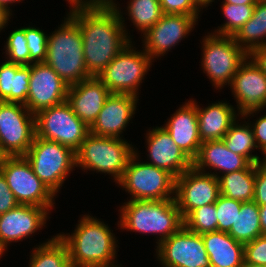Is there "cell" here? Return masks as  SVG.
<instances>
[{
  "instance_id": "obj_1",
  "label": "cell",
  "mask_w": 266,
  "mask_h": 267,
  "mask_svg": "<svg viewBox=\"0 0 266 267\" xmlns=\"http://www.w3.org/2000/svg\"><path fill=\"white\" fill-rule=\"evenodd\" d=\"M117 6L116 2L113 7L89 4L69 6V15L77 22L82 34L84 60L91 76L98 77L131 42L121 9Z\"/></svg>"
},
{
  "instance_id": "obj_2",
  "label": "cell",
  "mask_w": 266,
  "mask_h": 267,
  "mask_svg": "<svg viewBox=\"0 0 266 267\" xmlns=\"http://www.w3.org/2000/svg\"><path fill=\"white\" fill-rule=\"evenodd\" d=\"M83 216L71 235L57 234L68 249L71 267H120L114 264L118 245L108 224Z\"/></svg>"
},
{
  "instance_id": "obj_3",
  "label": "cell",
  "mask_w": 266,
  "mask_h": 267,
  "mask_svg": "<svg viewBox=\"0 0 266 267\" xmlns=\"http://www.w3.org/2000/svg\"><path fill=\"white\" fill-rule=\"evenodd\" d=\"M118 226L128 231L159 235L157 244L169 238L184 225L175 199L128 200L120 207Z\"/></svg>"
},
{
  "instance_id": "obj_4",
  "label": "cell",
  "mask_w": 266,
  "mask_h": 267,
  "mask_svg": "<svg viewBox=\"0 0 266 267\" xmlns=\"http://www.w3.org/2000/svg\"><path fill=\"white\" fill-rule=\"evenodd\" d=\"M44 62L68 87L92 77L86 69L79 25L69 14L60 27L48 36Z\"/></svg>"
},
{
  "instance_id": "obj_5",
  "label": "cell",
  "mask_w": 266,
  "mask_h": 267,
  "mask_svg": "<svg viewBox=\"0 0 266 267\" xmlns=\"http://www.w3.org/2000/svg\"><path fill=\"white\" fill-rule=\"evenodd\" d=\"M135 148L127 140L89 133L76 151V167L107 173L116 183L122 178Z\"/></svg>"
},
{
  "instance_id": "obj_6",
  "label": "cell",
  "mask_w": 266,
  "mask_h": 267,
  "mask_svg": "<svg viewBox=\"0 0 266 267\" xmlns=\"http://www.w3.org/2000/svg\"><path fill=\"white\" fill-rule=\"evenodd\" d=\"M24 157L33 172L55 195L76 166V152L73 149L37 136Z\"/></svg>"
},
{
  "instance_id": "obj_7",
  "label": "cell",
  "mask_w": 266,
  "mask_h": 267,
  "mask_svg": "<svg viewBox=\"0 0 266 267\" xmlns=\"http://www.w3.org/2000/svg\"><path fill=\"white\" fill-rule=\"evenodd\" d=\"M138 157L136 151L117 183L132 196L130 200L174 199L176 178L164 169L141 162Z\"/></svg>"
},
{
  "instance_id": "obj_8",
  "label": "cell",
  "mask_w": 266,
  "mask_h": 267,
  "mask_svg": "<svg viewBox=\"0 0 266 267\" xmlns=\"http://www.w3.org/2000/svg\"><path fill=\"white\" fill-rule=\"evenodd\" d=\"M203 72L218 90L231 84L233 76L249 54L234 40L233 36L210 33L203 38Z\"/></svg>"
},
{
  "instance_id": "obj_9",
  "label": "cell",
  "mask_w": 266,
  "mask_h": 267,
  "mask_svg": "<svg viewBox=\"0 0 266 267\" xmlns=\"http://www.w3.org/2000/svg\"><path fill=\"white\" fill-rule=\"evenodd\" d=\"M0 172L18 204L40 206L49 211L54 207L57 195L33 172L24 156L0 157Z\"/></svg>"
},
{
  "instance_id": "obj_10",
  "label": "cell",
  "mask_w": 266,
  "mask_h": 267,
  "mask_svg": "<svg viewBox=\"0 0 266 267\" xmlns=\"http://www.w3.org/2000/svg\"><path fill=\"white\" fill-rule=\"evenodd\" d=\"M36 136L68 146L75 152L90 133L65 101L35 114Z\"/></svg>"
},
{
  "instance_id": "obj_11",
  "label": "cell",
  "mask_w": 266,
  "mask_h": 267,
  "mask_svg": "<svg viewBox=\"0 0 266 267\" xmlns=\"http://www.w3.org/2000/svg\"><path fill=\"white\" fill-rule=\"evenodd\" d=\"M152 59L143 50L136 51L132 41L106 66L98 78L110 93L137 96L139 86L151 68Z\"/></svg>"
},
{
  "instance_id": "obj_12",
  "label": "cell",
  "mask_w": 266,
  "mask_h": 267,
  "mask_svg": "<svg viewBox=\"0 0 266 267\" xmlns=\"http://www.w3.org/2000/svg\"><path fill=\"white\" fill-rule=\"evenodd\" d=\"M35 136V115L24 104L0 101V157L24 156Z\"/></svg>"
},
{
  "instance_id": "obj_13",
  "label": "cell",
  "mask_w": 266,
  "mask_h": 267,
  "mask_svg": "<svg viewBox=\"0 0 266 267\" xmlns=\"http://www.w3.org/2000/svg\"><path fill=\"white\" fill-rule=\"evenodd\" d=\"M156 247L163 267H211L202 236L184 225Z\"/></svg>"
},
{
  "instance_id": "obj_14",
  "label": "cell",
  "mask_w": 266,
  "mask_h": 267,
  "mask_svg": "<svg viewBox=\"0 0 266 267\" xmlns=\"http://www.w3.org/2000/svg\"><path fill=\"white\" fill-rule=\"evenodd\" d=\"M220 195L219 180L191 167L175 179V202L183 219L194 209L215 203Z\"/></svg>"
},
{
  "instance_id": "obj_15",
  "label": "cell",
  "mask_w": 266,
  "mask_h": 267,
  "mask_svg": "<svg viewBox=\"0 0 266 267\" xmlns=\"http://www.w3.org/2000/svg\"><path fill=\"white\" fill-rule=\"evenodd\" d=\"M229 86L242 119L259 113L266 107V75L249 56L241 64Z\"/></svg>"
},
{
  "instance_id": "obj_16",
  "label": "cell",
  "mask_w": 266,
  "mask_h": 267,
  "mask_svg": "<svg viewBox=\"0 0 266 267\" xmlns=\"http://www.w3.org/2000/svg\"><path fill=\"white\" fill-rule=\"evenodd\" d=\"M67 84L45 62L30 65L25 107L33 114L67 101Z\"/></svg>"
},
{
  "instance_id": "obj_17",
  "label": "cell",
  "mask_w": 266,
  "mask_h": 267,
  "mask_svg": "<svg viewBox=\"0 0 266 267\" xmlns=\"http://www.w3.org/2000/svg\"><path fill=\"white\" fill-rule=\"evenodd\" d=\"M197 21L193 16L184 14H163L161 19L143 34V50L152 60L164 56L195 28Z\"/></svg>"
},
{
  "instance_id": "obj_18",
  "label": "cell",
  "mask_w": 266,
  "mask_h": 267,
  "mask_svg": "<svg viewBox=\"0 0 266 267\" xmlns=\"http://www.w3.org/2000/svg\"><path fill=\"white\" fill-rule=\"evenodd\" d=\"M49 210L40 206L18 204L0 215V247L19 242L45 227Z\"/></svg>"
},
{
  "instance_id": "obj_19",
  "label": "cell",
  "mask_w": 266,
  "mask_h": 267,
  "mask_svg": "<svg viewBox=\"0 0 266 267\" xmlns=\"http://www.w3.org/2000/svg\"><path fill=\"white\" fill-rule=\"evenodd\" d=\"M138 97L131 94L111 93L90 127V133L122 139L124 129L135 114Z\"/></svg>"
},
{
  "instance_id": "obj_20",
  "label": "cell",
  "mask_w": 266,
  "mask_h": 267,
  "mask_svg": "<svg viewBox=\"0 0 266 267\" xmlns=\"http://www.w3.org/2000/svg\"><path fill=\"white\" fill-rule=\"evenodd\" d=\"M148 164L164 169L175 178L193 167V161L175 144L163 127L149 129L146 133Z\"/></svg>"
},
{
  "instance_id": "obj_21",
  "label": "cell",
  "mask_w": 266,
  "mask_h": 267,
  "mask_svg": "<svg viewBox=\"0 0 266 267\" xmlns=\"http://www.w3.org/2000/svg\"><path fill=\"white\" fill-rule=\"evenodd\" d=\"M110 94L103 82L92 76L68 87L67 102L74 114L90 128Z\"/></svg>"
},
{
  "instance_id": "obj_22",
  "label": "cell",
  "mask_w": 266,
  "mask_h": 267,
  "mask_svg": "<svg viewBox=\"0 0 266 267\" xmlns=\"http://www.w3.org/2000/svg\"><path fill=\"white\" fill-rule=\"evenodd\" d=\"M170 117L162 127L175 144L193 161L202 144L198 129L196 101L185 102Z\"/></svg>"
},
{
  "instance_id": "obj_23",
  "label": "cell",
  "mask_w": 266,
  "mask_h": 267,
  "mask_svg": "<svg viewBox=\"0 0 266 267\" xmlns=\"http://www.w3.org/2000/svg\"><path fill=\"white\" fill-rule=\"evenodd\" d=\"M251 164L246 157L230 151L222 139L202 142L198 155L193 160V167L204 173L205 167L227 174L247 169Z\"/></svg>"
},
{
  "instance_id": "obj_24",
  "label": "cell",
  "mask_w": 266,
  "mask_h": 267,
  "mask_svg": "<svg viewBox=\"0 0 266 267\" xmlns=\"http://www.w3.org/2000/svg\"><path fill=\"white\" fill-rule=\"evenodd\" d=\"M197 104L198 129L202 142L223 139L231 124L239 116L236 108L223 101L212 103L204 108H200Z\"/></svg>"
},
{
  "instance_id": "obj_25",
  "label": "cell",
  "mask_w": 266,
  "mask_h": 267,
  "mask_svg": "<svg viewBox=\"0 0 266 267\" xmlns=\"http://www.w3.org/2000/svg\"><path fill=\"white\" fill-rule=\"evenodd\" d=\"M211 267H243L244 244L227 232L201 234Z\"/></svg>"
},
{
  "instance_id": "obj_26",
  "label": "cell",
  "mask_w": 266,
  "mask_h": 267,
  "mask_svg": "<svg viewBox=\"0 0 266 267\" xmlns=\"http://www.w3.org/2000/svg\"><path fill=\"white\" fill-rule=\"evenodd\" d=\"M30 65L0 64V101L26 104Z\"/></svg>"
},
{
  "instance_id": "obj_27",
  "label": "cell",
  "mask_w": 266,
  "mask_h": 267,
  "mask_svg": "<svg viewBox=\"0 0 266 267\" xmlns=\"http://www.w3.org/2000/svg\"><path fill=\"white\" fill-rule=\"evenodd\" d=\"M209 174L215 175L219 180L220 194L242 202L253 201L256 177V164H251L247 169L233 171L219 175L215 171Z\"/></svg>"
},
{
  "instance_id": "obj_28",
  "label": "cell",
  "mask_w": 266,
  "mask_h": 267,
  "mask_svg": "<svg viewBox=\"0 0 266 267\" xmlns=\"http://www.w3.org/2000/svg\"><path fill=\"white\" fill-rule=\"evenodd\" d=\"M233 38L248 54L255 48L266 46V3L257 1L252 17Z\"/></svg>"
},
{
  "instance_id": "obj_29",
  "label": "cell",
  "mask_w": 266,
  "mask_h": 267,
  "mask_svg": "<svg viewBox=\"0 0 266 267\" xmlns=\"http://www.w3.org/2000/svg\"><path fill=\"white\" fill-rule=\"evenodd\" d=\"M236 241L246 244L262 235L259 205L254 201L242 202L235 222L228 232Z\"/></svg>"
},
{
  "instance_id": "obj_30",
  "label": "cell",
  "mask_w": 266,
  "mask_h": 267,
  "mask_svg": "<svg viewBox=\"0 0 266 267\" xmlns=\"http://www.w3.org/2000/svg\"><path fill=\"white\" fill-rule=\"evenodd\" d=\"M29 261V267H71L68 249L58 235L34 248Z\"/></svg>"
},
{
  "instance_id": "obj_31",
  "label": "cell",
  "mask_w": 266,
  "mask_h": 267,
  "mask_svg": "<svg viewBox=\"0 0 266 267\" xmlns=\"http://www.w3.org/2000/svg\"><path fill=\"white\" fill-rule=\"evenodd\" d=\"M222 140L233 153L246 157L252 164H259L261 158L252 154L257 147L249 122L240 125L236 119Z\"/></svg>"
},
{
  "instance_id": "obj_32",
  "label": "cell",
  "mask_w": 266,
  "mask_h": 267,
  "mask_svg": "<svg viewBox=\"0 0 266 267\" xmlns=\"http://www.w3.org/2000/svg\"><path fill=\"white\" fill-rule=\"evenodd\" d=\"M127 10L133 25L143 34L163 15L159 0H130Z\"/></svg>"
},
{
  "instance_id": "obj_33",
  "label": "cell",
  "mask_w": 266,
  "mask_h": 267,
  "mask_svg": "<svg viewBox=\"0 0 266 267\" xmlns=\"http://www.w3.org/2000/svg\"><path fill=\"white\" fill-rule=\"evenodd\" d=\"M255 4L222 3V12L226 22L218 26L213 33L223 36H234L238 30L252 17Z\"/></svg>"
},
{
  "instance_id": "obj_34",
  "label": "cell",
  "mask_w": 266,
  "mask_h": 267,
  "mask_svg": "<svg viewBox=\"0 0 266 267\" xmlns=\"http://www.w3.org/2000/svg\"><path fill=\"white\" fill-rule=\"evenodd\" d=\"M217 223L215 203L198 207L184 218V226L200 235L217 231Z\"/></svg>"
},
{
  "instance_id": "obj_35",
  "label": "cell",
  "mask_w": 266,
  "mask_h": 267,
  "mask_svg": "<svg viewBox=\"0 0 266 267\" xmlns=\"http://www.w3.org/2000/svg\"><path fill=\"white\" fill-rule=\"evenodd\" d=\"M4 47L8 55L6 61L18 65H30V51L27 47L25 27L12 31Z\"/></svg>"
},
{
  "instance_id": "obj_36",
  "label": "cell",
  "mask_w": 266,
  "mask_h": 267,
  "mask_svg": "<svg viewBox=\"0 0 266 267\" xmlns=\"http://www.w3.org/2000/svg\"><path fill=\"white\" fill-rule=\"evenodd\" d=\"M242 201L231 199L223 195H219L215 202L217 212V231L229 232L235 218L237 211H240Z\"/></svg>"
},
{
  "instance_id": "obj_37",
  "label": "cell",
  "mask_w": 266,
  "mask_h": 267,
  "mask_svg": "<svg viewBox=\"0 0 266 267\" xmlns=\"http://www.w3.org/2000/svg\"><path fill=\"white\" fill-rule=\"evenodd\" d=\"M27 47L30 51V65L44 62L47 52L48 35L39 28L25 27Z\"/></svg>"
},
{
  "instance_id": "obj_38",
  "label": "cell",
  "mask_w": 266,
  "mask_h": 267,
  "mask_svg": "<svg viewBox=\"0 0 266 267\" xmlns=\"http://www.w3.org/2000/svg\"><path fill=\"white\" fill-rule=\"evenodd\" d=\"M163 14H184L199 18L200 7L194 0H159Z\"/></svg>"
},
{
  "instance_id": "obj_39",
  "label": "cell",
  "mask_w": 266,
  "mask_h": 267,
  "mask_svg": "<svg viewBox=\"0 0 266 267\" xmlns=\"http://www.w3.org/2000/svg\"><path fill=\"white\" fill-rule=\"evenodd\" d=\"M244 263L266 265V235L244 244Z\"/></svg>"
},
{
  "instance_id": "obj_40",
  "label": "cell",
  "mask_w": 266,
  "mask_h": 267,
  "mask_svg": "<svg viewBox=\"0 0 266 267\" xmlns=\"http://www.w3.org/2000/svg\"><path fill=\"white\" fill-rule=\"evenodd\" d=\"M254 202L259 206L266 204V168L256 164Z\"/></svg>"
},
{
  "instance_id": "obj_41",
  "label": "cell",
  "mask_w": 266,
  "mask_h": 267,
  "mask_svg": "<svg viewBox=\"0 0 266 267\" xmlns=\"http://www.w3.org/2000/svg\"><path fill=\"white\" fill-rule=\"evenodd\" d=\"M18 205L7 181L0 172V215L10 211Z\"/></svg>"
},
{
  "instance_id": "obj_42",
  "label": "cell",
  "mask_w": 266,
  "mask_h": 267,
  "mask_svg": "<svg viewBox=\"0 0 266 267\" xmlns=\"http://www.w3.org/2000/svg\"><path fill=\"white\" fill-rule=\"evenodd\" d=\"M253 135L254 141L257 149H260L261 152L266 150V115L259 117L254 124L249 123Z\"/></svg>"
},
{
  "instance_id": "obj_43",
  "label": "cell",
  "mask_w": 266,
  "mask_h": 267,
  "mask_svg": "<svg viewBox=\"0 0 266 267\" xmlns=\"http://www.w3.org/2000/svg\"><path fill=\"white\" fill-rule=\"evenodd\" d=\"M249 57L254 63L262 70L266 75V46L258 47L253 49L249 53Z\"/></svg>"
},
{
  "instance_id": "obj_44",
  "label": "cell",
  "mask_w": 266,
  "mask_h": 267,
  "mask_svg": "<svg viewBox=\"0 0 266 267\" xmlns=\"http://www.w3.org/2000/svg\"><path fill=\"white\" fill-rule=\"evenodd\" d=\"M12 14L7 11L4 7L0 6V31L7 26L9 17Z\"/></svg>"
},
{
  "instance_id": "obj_45",
  "label": "cell",
  "mask_w": 266,
  "mask_h": 267,
  "mask_svg": "<svg viewBox=\"0 0 266 267\" xmlns=\"http://www.w3.org/2000/svg\"><path fill=\"white\" fill-rule=\"evenodd\" d=\"M259 217L262 234L266 235V204L259 206Z\"/></svg>"
},
{
  "instance_id": "obj_46",
  "label": "cell",
  "mask_w": 266,
  "mask_h": 267,
  "mask_svg": "<svg viewBox=\"0 0 266 267\" xmlns=\"http://www.w3.org/2000/svg\"><path fill=\"white\" fill-rule=\"evenodd\" d=\"M115 1L113 0H87V4L94 6H114Z\"/></svg>"
},
{
  "instance_id": "obj_47",
  "label": "cell",
  "mask_w": 266,
  "mask_h": 267,
  "mask_svg": "<svg viewBox=\"0 0 266 267\" xmlns=\"http://www.w3.org/2000/svg\"><path fill=\"white\" fill-rule=\"evenodd\" d=\"M258 0H224L225 3H232V4H256Z\"/></svg>"
},
{
  "instance_id": "obj_48",
  "label": "cell",
  "mask_w": 266,
  "mask_h": 267,
  "mask_svg": "<svg viewBox=\"0 0 266 267\" xmlns=\"http://www.w3.org/2000/svg\"><path fill=\"white\" fill-rule=\"evenodd\" d=\"M23 1V0H22ZM15 2H21V0H0V6L4 7L7 11L12 14V10L8 6L9 4H13Z\"/></svg>"
},
{
  "instance_id": "obj_49",
  "label": "cell",
  "mask_w": 266,
  "mask_h": 267,
  "mask_svg": "<svg viewBox=\"0 0 266 267\" xmlns=\"http://www.w3.org/2000/svg\"><path fill=\"white\" fill-rule=\"evenodd\" d=\"M196 2V4L200 7V8H206L207 6H209L214 0H194Z\"/></svg>"
},
{
  "instance_id": "obj_50",
  "label": "cell",
  "mask_w": 266,
  "mask_h": 267,
  "mask_svg": "<svg viewBox=\"0 0 266 267\" xmlns=\"http://www.w3.org/2000/svg\"><path fill=\"white\" fill-rule=\"evenodd\" d=\"M69 5H82L87 4V0H67Z\"/></svg>"
},
{
  "instance_id": "obj_51",
  "label": "cell",
  "mask_w": 266,
  "mask_h": 267,
  "mask_svg": "<svg viewBox=\"0 0 266 267\" xmlns=\"http://www.w3.org/2000/svg\"><path fill=\"white\" fill-rule=\"evenodd\" d=\"M262 154L264 155V158L259 162V165L266 168V150L263 151Z\"/></svg>"
},
{
  "instance_id": "obj_52",
  "label": "cell",
  "mask_w": 266,
  "mask_h": 267,
  "mask_svg": "<svg viewBox=\"0 0 266 267\" xmlns=\"http://www.w3.org/2000/svg\"><path fill=\"white\" fill-rule=\"evenodd\" d=\"M243 267H266V265L244 263Z\"/></svg>"
},
{
  "instance_id": "obj_53",
  "label": "cell",
  "mask_w": 266,
  "mask_h": 267,
  "mask_svg": "<svg viewBox=\"0 0 266 267\" xmlns=\"http://www.w3.org/2000/svg\"><path fill=\"white\" fill-rule=\"evenodd\" d=\"M3 252H5V251L0 247V258H1L2 255L4 254Z\"/></svg>"
},
{
  "instance_id": "obj_54",
  "label": "cell",
  "mask_w": 266,
  "mask_h": 267,
  "mask_svg": "<svg viewBox=\"0 0 266 267\" xmlns=\"http://www.w3.org/2000/svg\"><path fill=\"white\" fill-rule=\"evenodd\" d=\"M259 2H263V3H266V0H258Z\"/></svg>"
}]
</instances>
